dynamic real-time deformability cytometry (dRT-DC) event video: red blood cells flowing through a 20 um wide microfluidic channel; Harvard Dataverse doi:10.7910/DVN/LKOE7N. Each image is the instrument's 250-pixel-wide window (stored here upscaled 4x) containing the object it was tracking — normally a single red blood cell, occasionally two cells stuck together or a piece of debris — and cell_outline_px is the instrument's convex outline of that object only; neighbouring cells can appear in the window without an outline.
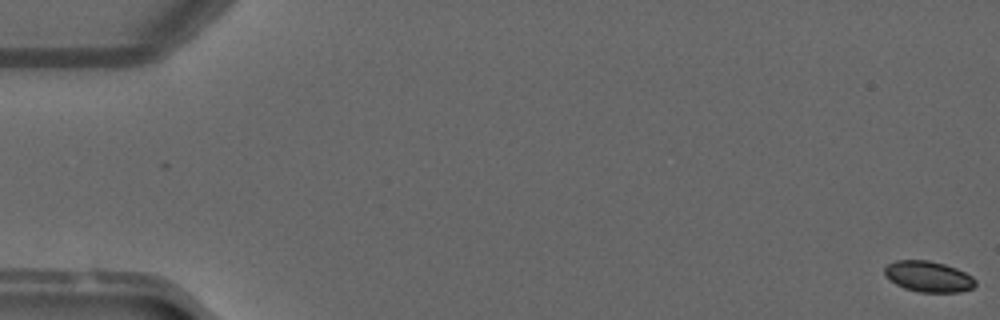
{"species": "common noctule bat (a hibernating species)", "species_latin": "Nyctalus noctula", "temperature_condition": "warm", "stored_images_in_passage": 51, "camera_frame_rate_fps": 3000, "um_per_image_px": 0.085, "animal": {"sex": "male", "forearm_length_mm": 52.5}, "frame": {"image": 1, "passage_image": 1, "time_ms": 0.0, "image_size_px": [1000, 320], "cell_outline_px": [[976, 284], [972, 288], [960, 292], [916, 292], [904, 288], [896, 284], [884, 276], [884, 268], [888, 264], [896, 260], [928, 260], [944, 264], [956, 268], [972, 276], [976, 280]], "centroid_in_image_um": [78.9, 23.51], "position_along_channel_um": 6.1, "area_um2": 16.42}}
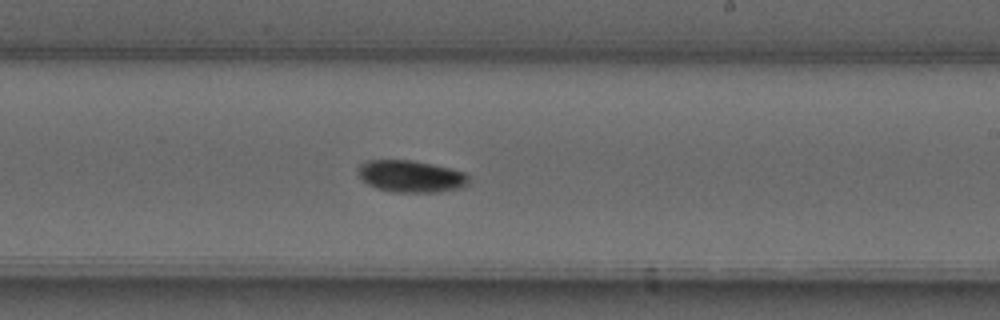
{"frame": {"image": 2, "passage_image": 31, "time_ms": 10.0, "image_size_px": [1000, 320], "cell_outline_px": [[468, 184], [460, 188], [440, 192], [392, 192], [376, 188], [368, 184], [356, 172], [356, 168], [360, 164], [368, 160], [412, 160], [432, 164], [464, 172], [468, 176]], "centroid_in_image_um": [34.9, 14.99], "position_along_channel_um": 254.1, "area_um2": 20.63}}
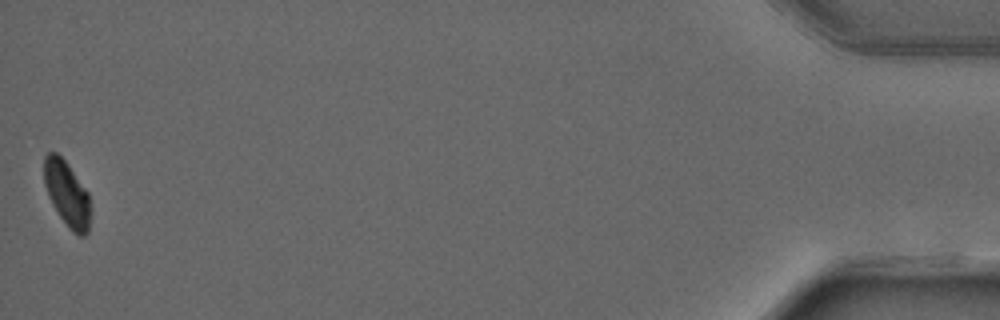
{"frame": {"image": 3, "passage_image": 51, "time_ms": 16.667, "image_size_px": [1000, 320], "cell_outline_px": [[92, 212], [88, 232], [84, 236], [80, 236], [72, 232], [68, 228], [52, 204], [48, 196], [44, 184], [44, 156], [48, 152], [56, 152], [64, 160], [88, 192]], "centroid_in_image_um": [5.71, 16.51], "position_along_channel_um": 429.5, "area_um2": 17.8}, "authors_computed_cell_mechanics": {"area_um2": 18.7272, "velocity_mm_per_s": 4.0789, "shape_relaxation_time_tau1_ms": 2.6517, "shape_relaxation_time_tau2_ms": null, "deformation_change_tau1": 0.1299, "deformation_change_tau2": null}}